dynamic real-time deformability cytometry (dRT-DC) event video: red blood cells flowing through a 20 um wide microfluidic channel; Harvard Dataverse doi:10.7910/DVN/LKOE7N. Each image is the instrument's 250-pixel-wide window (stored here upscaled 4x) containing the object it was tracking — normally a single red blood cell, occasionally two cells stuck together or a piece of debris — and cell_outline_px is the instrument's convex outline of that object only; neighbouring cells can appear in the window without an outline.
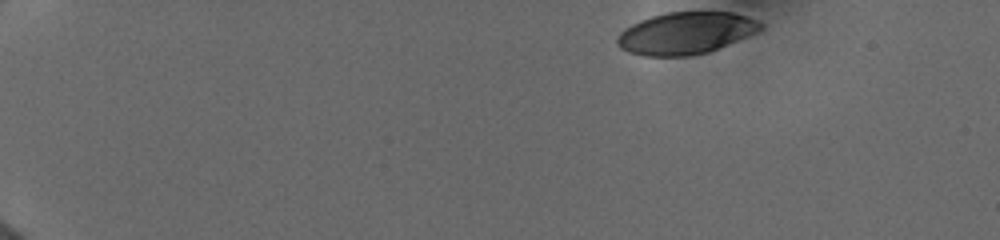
{"species": "human", "species_latin": "Homo sapiens", "temperature_condition": "cold", "stored_images_in_passage": 13, "camera_frame_rate_fps": 3000, "um_per_image_px": 0.085, "donor": {"sex": "female"}, "frame": {"image": 1, "passage_image": 1, "time_ms": 0.0, "image_size_px": [1000, 240], "cell_outline_px": [[764, 28], [756, 32], [708, 52], [688, 56], [644, 56], [628, 52], [620, 48], [616, 44], [616, 36], [624, 28], [640, 20], [652, 16], [668, 12], [732, 12], [748, 16], [764, 24]], "centroid_in_image_um": [58.25, 2.81], "position_along_channel_um": 26.7, "area_um2": 35.08}}
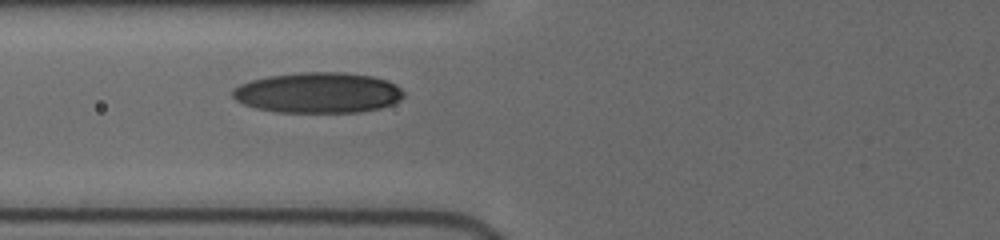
{"frame": {"image": 2, "passage_image": 10, "time_ms": 5.0, "image_size_px": [1000, 240], "cell_outline_px": [[404, 96], [400, 100], [392, 104], [380, 108], [360, 112], [276, 112], [256, 108], [244, 104], [236, 100], [232, 96], [232, 88], [240, 84], [252, 80], [268, 76], [300, 72], [344, 72], [372, 76], [388, 80], [396, 84], [404, 92]], "centroid_in_image_um": [27.05, 7.88], "position_along_channel_um": 98.8, "area_um2": 40.69}}
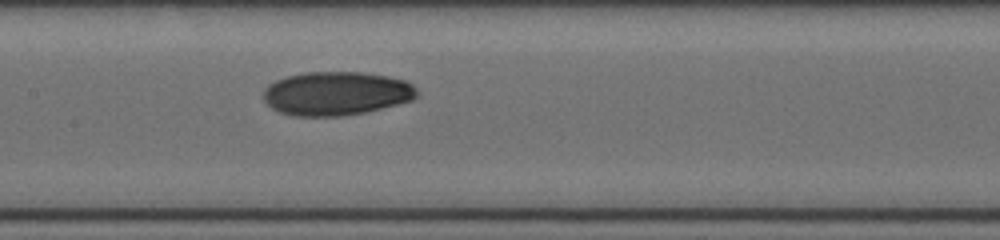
{"frame": {"image": 3, "passage_image": 13, "time_ms": 7.0, "image_size_px": [1000, 240], "cell_outline_px": [[420, 92], [412, 100], [364, 112], [344, 116], [296, 116], [280, 112], [272, 108], [264, 100], [264, 88], [268, 84], [284, 76], [304, 72], [360, 72], [388, 76], [404, 80], [412, 84]], "centroid_in_image_um": [28.57, 7.93], "position_along_channel_um": 178.8, "area_um2": 39.19}}